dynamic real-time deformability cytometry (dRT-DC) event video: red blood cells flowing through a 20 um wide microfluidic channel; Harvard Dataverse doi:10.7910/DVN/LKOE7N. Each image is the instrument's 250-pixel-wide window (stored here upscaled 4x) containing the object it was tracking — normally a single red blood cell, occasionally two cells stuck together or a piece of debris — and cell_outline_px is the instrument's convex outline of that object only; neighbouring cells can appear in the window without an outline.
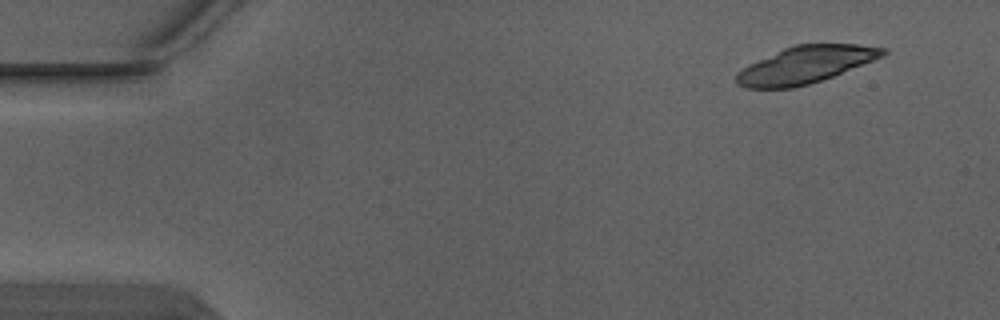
{"species": "Egyptian fruit bat (a non-hibernating species)", "species_latin": "Rousettus aegyptiacus", "temperature_condition": "warm", "stored_images_in_passage": 3, "camera_frame_rate_fps": 3000, "um_per_image_px": 0.085, "animal": {"sex": "male"}, "frame": {"image": 1, "passage_image": 1, "time_ms": 0.0, "image_size_px": [1000, 320], "cell_outline_px": [[888, 52], [884, 56], [832, 76], [808, 84], [792, 88], [744, 88], [736, 84], [736, 72], [748, 64], [792, 44], [856, 44], [888, 48]], "centroid_in_image_um": [68.44, 5.5], "position_along_channel_um": 16.6, "area_um2": 31.62}}